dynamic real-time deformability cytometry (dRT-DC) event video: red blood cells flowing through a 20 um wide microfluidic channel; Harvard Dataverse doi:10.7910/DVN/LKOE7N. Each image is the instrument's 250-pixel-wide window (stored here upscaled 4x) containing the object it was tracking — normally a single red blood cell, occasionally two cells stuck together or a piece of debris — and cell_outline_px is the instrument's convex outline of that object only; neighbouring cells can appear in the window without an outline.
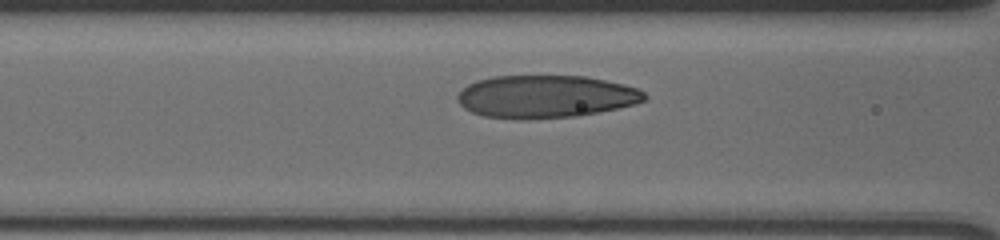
{"species": "human", "species_latin": "Homo sapiens", "temperature_condition": "cold", "stored_images_in_passage": 15, "camera_frame_rate_fps": 3000, "um_per_image_px": 0.085, "donor": {"sex": "male"}, "frame": {"image": 1, "passage_image": 9, "time_ms": 2.667, "image_size_px": [1000, 240], "cell_outline_px": [[648, 96], [644, 100], [636, 104], [576, 116], [484, 116], [472, 112], [464, 108], [456, 100], [456, 96], [468, 84], [476, 80], [492, 76], [584, 76], [624, 84], [636, 88], [644, 92]], "centroid_in_image_um": [46.39, 8.16], "position_along_channel_um": 120.2, "area_um2": 45.2}}
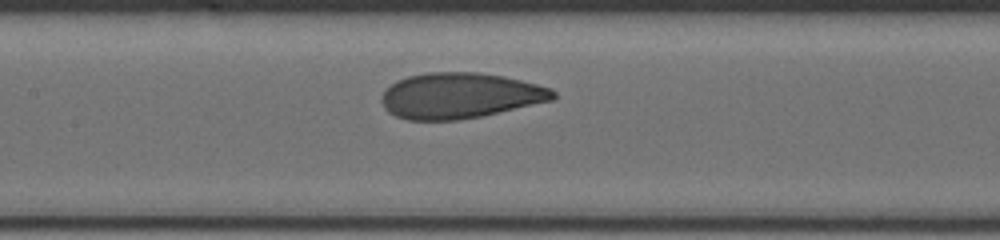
{"frame": {"image": 2, "passage_image": 13, "time_ms": 4.0, "image_size_px": [1000, 240], "cell_outline_px": [[556, 96], [552, 100], [480, 116], [456, 120], [408, 120], [396, 116], [388, 112], [384, 108], [380, 100], [380, 96], [384, 88], [396, 80], [408, 76], [428, 72], [480, 72], [504, 76], [552, 88], [556, 92]], "centroid_in_image_um": [39.03, 8.12], "position_along_channel_um": 168.4, "area_um2": 45.78}}